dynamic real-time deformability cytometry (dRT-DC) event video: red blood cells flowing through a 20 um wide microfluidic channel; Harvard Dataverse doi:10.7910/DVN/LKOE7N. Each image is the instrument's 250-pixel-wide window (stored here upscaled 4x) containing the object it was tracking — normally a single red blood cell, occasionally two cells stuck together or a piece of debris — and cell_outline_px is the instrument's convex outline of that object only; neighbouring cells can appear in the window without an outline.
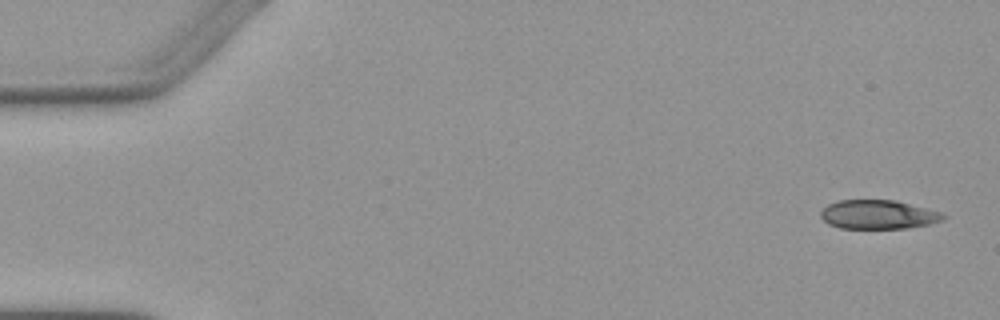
{"species": "Egyptian fruit bat (a non-hibernating species)", "species_latin": "Rousettus aegyptiacus", "temperature_condition": "warm", "stored_images_in_passage": 6, "camera_frame_rate_fps": 3000, "um_per_image_px": 0.085, "animal": {"sex": "female"}, "frame": {"image": 1, "passage_image": 1, "time_ms": 0.0, "image_size_px": [1000, 320], "cell_outline_px": [[948, 216], [944, 220], [928, 224], [908, 228], [840, 228], [828, 224], [820, 216], [820, 212], [828, 204], [840, 200], [896, 200], [944, 212]], "centroid_in_image_um": [74.7, 18.23], "position_along_channel_um": 10.3, "area_um2": 20.87}}
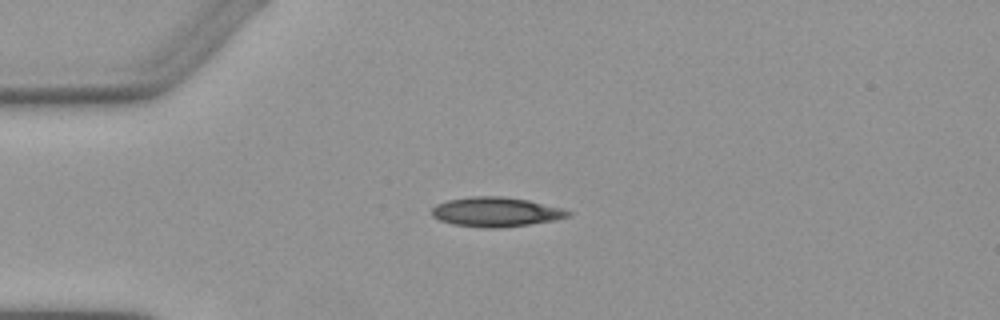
{"frame": {"image": 2, "passage_image": 4, "time_ms": 3.667, "image_size_px": [1000, 320], "cell_outline_px": [[572, 216], [556, 220], [500, 228], [484, 228], [452, 224], [440, 220], [432, 216], [432, 208], [436, 204], [448, 200], [472, 196], [504, 196], [528, 200], [560, 208], [572, 212]], "centroid_in_image_um": [42.15, 18.01], "position_along_channel_um": 42.8, "area_um2": 23.47}}